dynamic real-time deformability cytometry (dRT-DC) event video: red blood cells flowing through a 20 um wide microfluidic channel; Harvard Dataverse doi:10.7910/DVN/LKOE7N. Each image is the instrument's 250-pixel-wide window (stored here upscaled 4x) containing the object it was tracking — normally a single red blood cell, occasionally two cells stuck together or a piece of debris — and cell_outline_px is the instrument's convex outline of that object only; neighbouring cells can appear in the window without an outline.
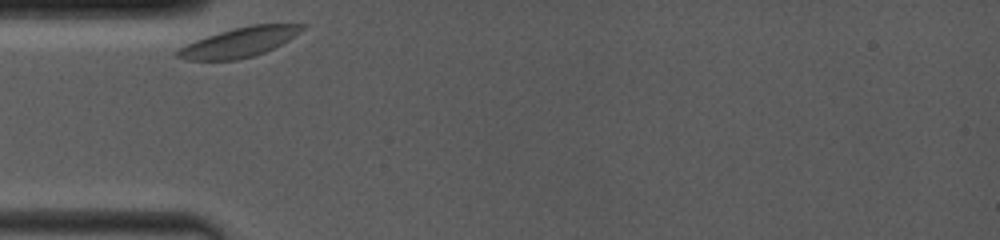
{"species": "common noctule bat (a hibernating species)", "species_latin": "Nyctalus noctula", "temperature_condition": "room temperature", "stored_images_in_passage": 24, "camera_frame_rate_fps": 4000, "um_per_image_px": 0.085, "animal": {"sex": "female", "body_mass_g": 19.0, "forearm_length_mm": 53.3}, "frame": {"image": 1, "passage_image": 1, "time_ms": 0.0, "image_size_px": [1000, 240], "cell_outline_px": [[308, 24], [300, 32], [288, 40], [264, 52], [252, 56], [236, 60], [188, 60], [176, 56], [176, 52], [180, 48], [196, 40], [220, 32], [252, 24]], "centroid_in_image_um": [20.36, 3.59], "position_along_channel_um": 64.6, "area_um2": 20.98}}
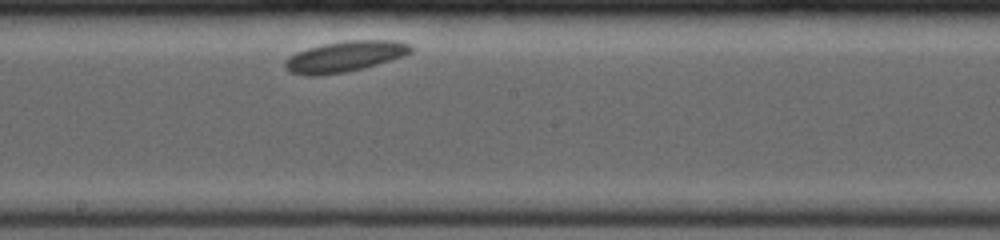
{"frame": {"image": 2, "passage_image": 10, "time_ms": 4.5, "image_size_px": [1000, 240], "cell_outline_px": [[412, 52], [404, 56], [376, 64], [344, 72], [316, 76], [308, 76], [288, 72], [284, 68], [284, 60], [296, 52], [308, 48], [324, 44], [348, 40], [396, 40], [408, 44], [412, 48]], "centroid_in_image_um": [29.27, 4.8], "position_along_channel_um": 218.9, "area_um2": 22.43}}
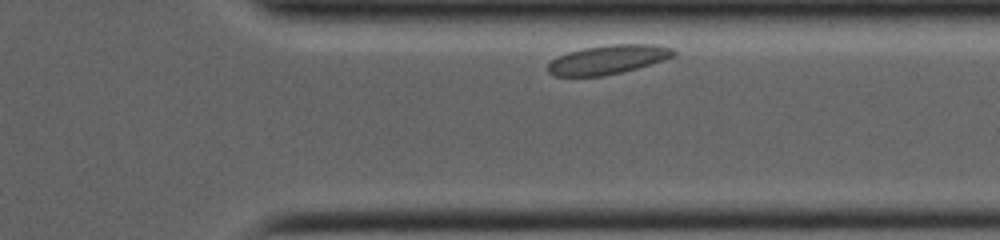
{"frame": {"image": 3, "passage_image": 19, "time_ms": 8.5, "image_size_px": [1000, 240], "cell_outline_px": [[676, 56], [664, 60], [636, 68], [604, 76], [552, 76], [548, 72], [548, 64], [552, 60], [568, 52], [584, 48], [608, 44], [656, 44], [672, 48], [676, 52]], "centroid_in_image_um": [51.7, 5.06], "position_along_channel_um": 359.7, "area_um2": 21.27}}